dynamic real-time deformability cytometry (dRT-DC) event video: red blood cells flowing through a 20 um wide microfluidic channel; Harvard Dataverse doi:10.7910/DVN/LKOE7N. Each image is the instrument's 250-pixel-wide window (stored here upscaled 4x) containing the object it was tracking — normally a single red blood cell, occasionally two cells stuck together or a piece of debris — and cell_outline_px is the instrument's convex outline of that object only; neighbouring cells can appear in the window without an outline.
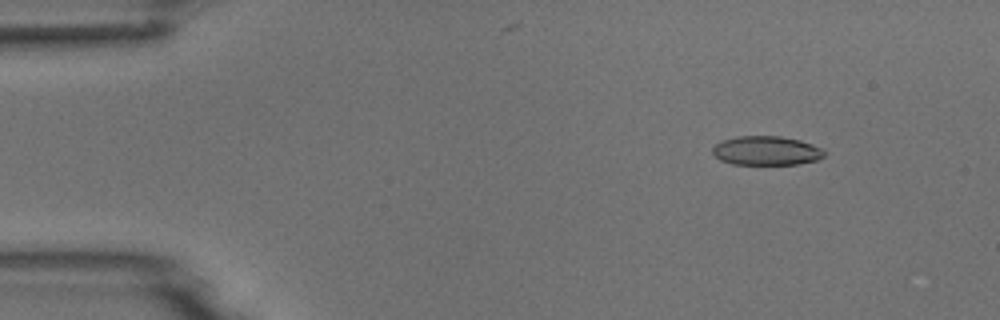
{"species": "common noctule bat (a hibernating species)", "species_latin": "Nyctalus noctula", "temperature_condition": "room temperature", "stored_images_in_passage": 4, "camera_frame_rate_fps": 3000, "um_per_image_px": 0.085, "animal": {"sex": "male", "body_mass_g": 18.8}, "frame": {"image": 1, "passage_image": 2, "time_ms": 1.0, "image_size_px": [1000, 320], "cell_outline_px": [[828, 152], [824, 156], [816, 160], [796, 164], [732, 164], [720, 160], [712, 152], [712, 148], [720, 140], [736, 136], [780, 136], [800, 140], [812, 144]], "centroid_in_image_um": [65.13, 12.8], "position_along_channel_um": 19.9, "area_um2": 19.02}}